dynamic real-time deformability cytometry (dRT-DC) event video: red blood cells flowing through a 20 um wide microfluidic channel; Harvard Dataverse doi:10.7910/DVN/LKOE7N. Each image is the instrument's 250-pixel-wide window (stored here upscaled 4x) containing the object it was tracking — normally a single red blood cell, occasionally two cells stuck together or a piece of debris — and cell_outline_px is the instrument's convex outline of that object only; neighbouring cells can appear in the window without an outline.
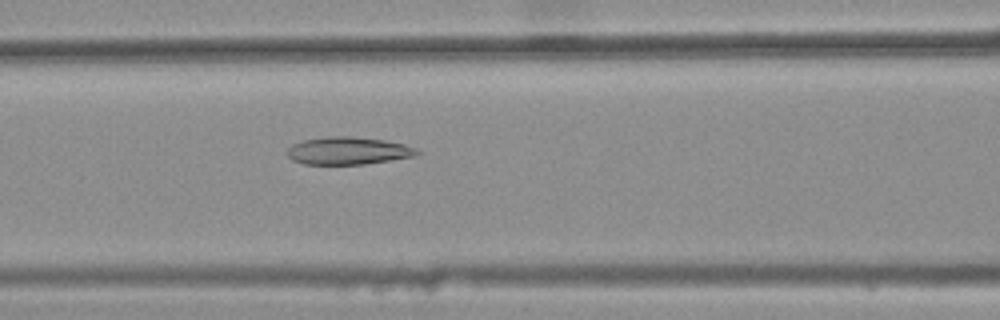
{"species": "common noctule bat (a hibernating species)", "species_latin": "Nyctalus noctula", "temperature_condition": "warm", "stored_images_in_passage": 31, "camera_frame_rate_fps": 3000, "um_per_image_px": 0.085, "animal": {"sex": "female", "body_mass_g": 25.1}, "frame": {"image": 1, "passage_image": 6, "time_ms": 1.667, "image_size_px": [1000, 320], "cell_outline_px": [[420, 152], [416, 156], [364, 164], [304, 164], [292, 160], [284, 152], [292, 144], [304, 140], [324, 136], [352, 136], [384, 140], [404, 144], [416, 148]], "centroid_in_image_um": [29.56, 12.81], "position_along_channel_um": 137.0, "area_um2": 20.98}}
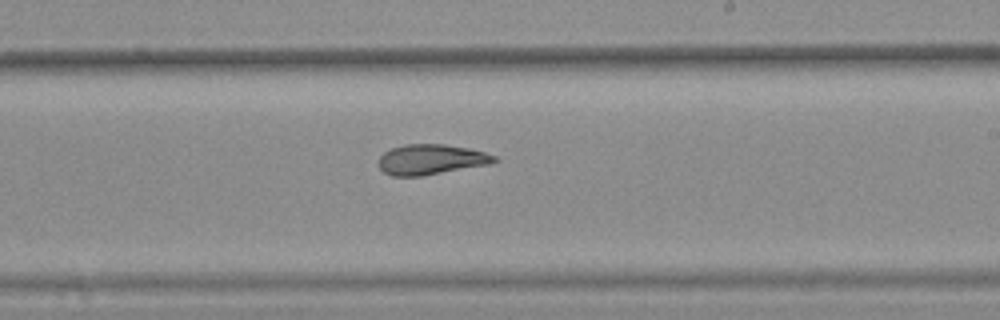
{"frame": {"image": 2, "passage_image": 15, "time_ms": 4.667, "image_size_px": [1000, 320], "cell_outline_px": [[500, 160], [488, 164], [420, 176], [392, 176], [384, 172], [376, 164], [380, 156], [384, 152], [392, 148], [404, 144], [444, 144], [468, 148], [484, 152], [496, 156]], "centroid_in_image_um": [36.6, 13.55], "position_along_channel_um": 252.4, "area_um2": 20.35}}
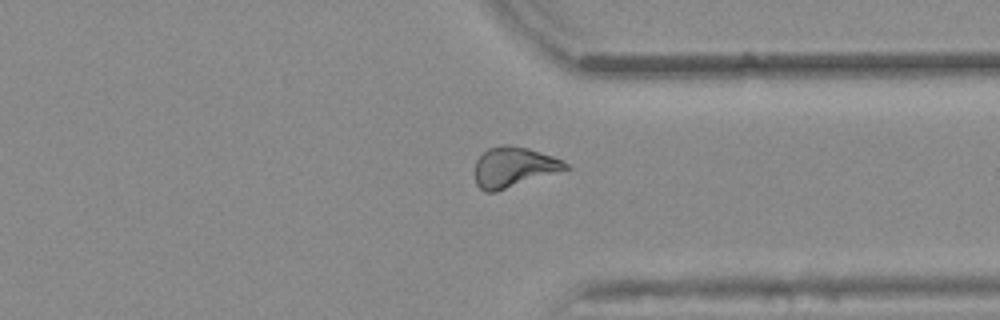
{"frame": {"image": 3, "passage_image": 24, "time_ms": 7.667, "image_size_px": [1000, 320], "cell_outline_px": [[572, 168], [496, 192], [484, 192], [476, 184], [476, 160], [488, 148], [504, 144], [508, 144], [528, 148], [564, 160]], "centroid_in_image_um": [43.7, 14.21], "position_along_channel_um": 367.7, "area_um2": 21.33}}